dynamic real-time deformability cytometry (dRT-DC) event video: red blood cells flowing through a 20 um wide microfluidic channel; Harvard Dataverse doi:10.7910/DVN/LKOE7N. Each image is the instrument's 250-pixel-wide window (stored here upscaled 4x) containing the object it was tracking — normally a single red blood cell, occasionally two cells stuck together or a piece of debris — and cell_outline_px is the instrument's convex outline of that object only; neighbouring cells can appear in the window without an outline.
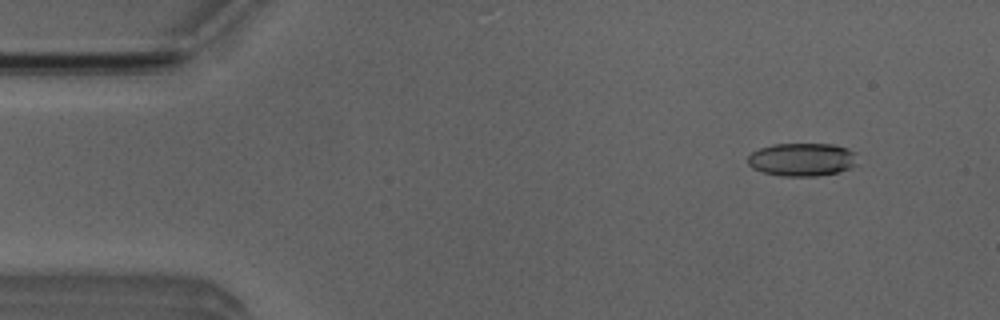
{"species": "Egyptian fruit bat (a non-hibernating species)", "species_latin": "Rousettus aegyptiacus", "temperature_condition": "room temperature", "stored_images_in_passage": 50, "camera_frame_rate_fps": 3000, "um_per_image_px": 0.085, "animal": {"sex": "male"}, "frame": {"image": 1, "passage_image": 5, "time_ms": 1.333, "image_size_px": [1000, 320], "cell_outline_px": [[856, 164], [848, 168], [836, 172], [816, 176], [784, 176], [764, 172], [752, 168], [748, 164], [748, 156], [752, 152], [760, 148], [772, 144], [832, 144], [848, 148], [852, 152]], "centroid_in_image_um": [68.12, 13.55], "position_along_channel_um": 16.9, "area_um2": 20.87}}
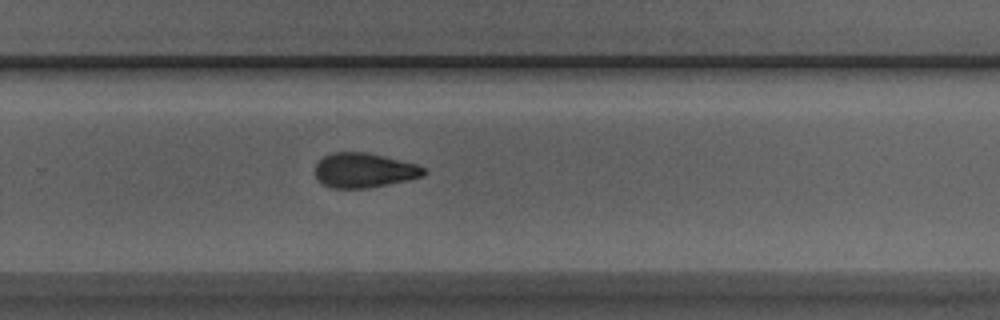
{"frame": {"image": 2, "passage_image": 33, "time_ms": 10.667, "image_size_px": [1000, 320], "cell_outline_px": [[428, 172], [424, 176], [408, 180], [368, 188], [332, 188], [316, 180], [316, 164], [324, 156], [332, 152], [364, 152], [416, 164], [424, 168]], "centroid_in_image_um": [30.94, 14.49], "position_along_channel_um": 298.9, "area_um2": 21.79}}
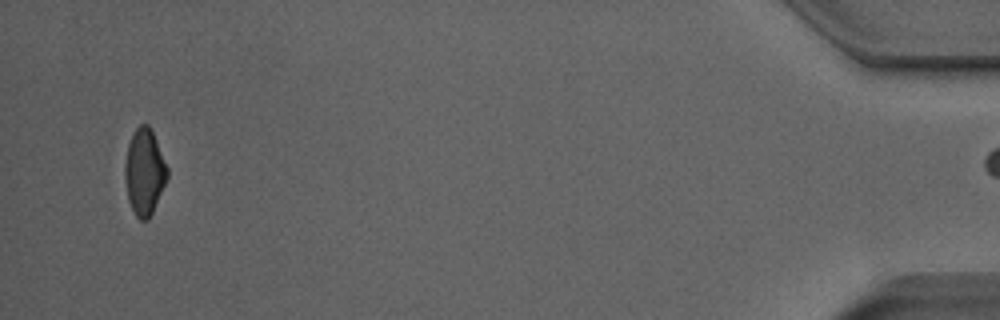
{"frame": {"image": 3, "passage_image": 49, "time_ms": 16.0, "image_size_px": [1000, 320], "cell_outline_px": [[168, 176], [152, 212], [148, 220], [140, 220], [136, 216], [128, 200], [124, 176], [124, 164], [128, 144], [136, 128], [140, 124], [148, 124], [152, 132], [168, 168]], "centroid_in_image_um": [12.25, 14.62], "position_along_channel_um": 422.9, "area_um2": 20.98}, "authors_computed_cell_mechanics": {"area_um2": 21.8195, "velocity_mm_per_s": 4.0181, "shape_relaxation_time_tau1_ms": 7.7804, "shape_relaxation_time_tau2_ms": 5.2108, "deformation_change_tau1": 0.1901, "deformation_change_tau2": 0.139}}